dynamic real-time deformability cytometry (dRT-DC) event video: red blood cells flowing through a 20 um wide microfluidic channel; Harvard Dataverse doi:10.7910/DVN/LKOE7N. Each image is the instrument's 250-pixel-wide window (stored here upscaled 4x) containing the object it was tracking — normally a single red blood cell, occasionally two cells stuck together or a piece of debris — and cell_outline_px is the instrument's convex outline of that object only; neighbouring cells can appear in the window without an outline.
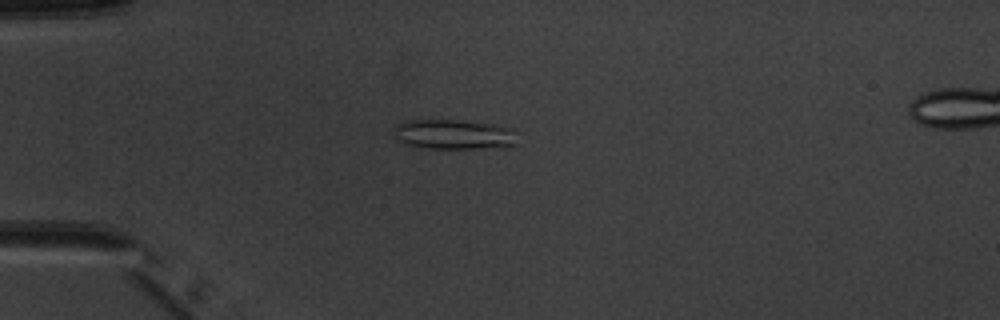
{"species": "common noctule bat (a hibernating species)", "species_latin": "Nyctalus noctula", "temperature_condition": "warm", "stored_images_in_passage": 5, "camera_frame_rate_fps": 3000, "um_per_image_px": 0.085, "animal": {"sex": "male", "body_mass_g": 20.1, "forearm_length_mm": 53.5}, "frame": {"image": 1, "passage_image": 4, "time_ms": 3.333, "image_size_px": [1000, 320], "cell_outline_px": [[520, 144], [508, 148], [416, 148], [392, 136], [396, 124], [404, 120], [456, 120], [496, 124], [516, 128], [520, 132]], "centroid_in_image_um": [38.74, 11.43], "position_along_channel_um": 46.3, "area_um2": 22.54}}
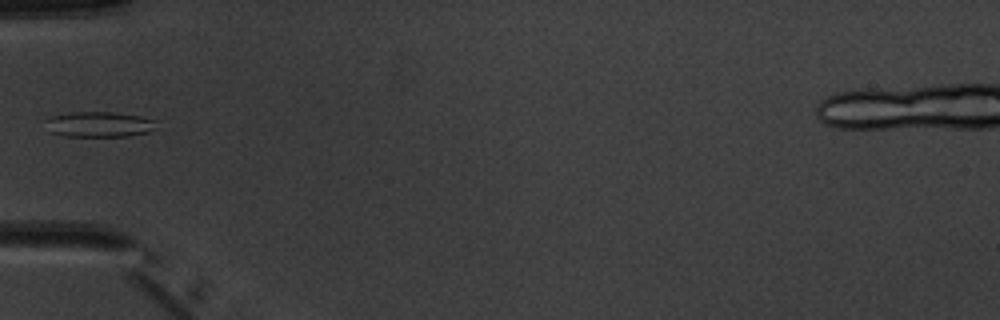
{"frame": {"image": 2, "passage_image": 5, "time_ms": 4.667, "image_size_px": [1000, 320], "cell_outline_px": [[160, 120], [148, 132], [128, 136], [68, 136], [52, 132], [44, 120], [52, 116], [72, 112], [112, 112], [140, 116]], "centroid_in_image_um": [8.47, 10.56], "position_along_channel_um": 76.5, "area_um2": 16.24}}